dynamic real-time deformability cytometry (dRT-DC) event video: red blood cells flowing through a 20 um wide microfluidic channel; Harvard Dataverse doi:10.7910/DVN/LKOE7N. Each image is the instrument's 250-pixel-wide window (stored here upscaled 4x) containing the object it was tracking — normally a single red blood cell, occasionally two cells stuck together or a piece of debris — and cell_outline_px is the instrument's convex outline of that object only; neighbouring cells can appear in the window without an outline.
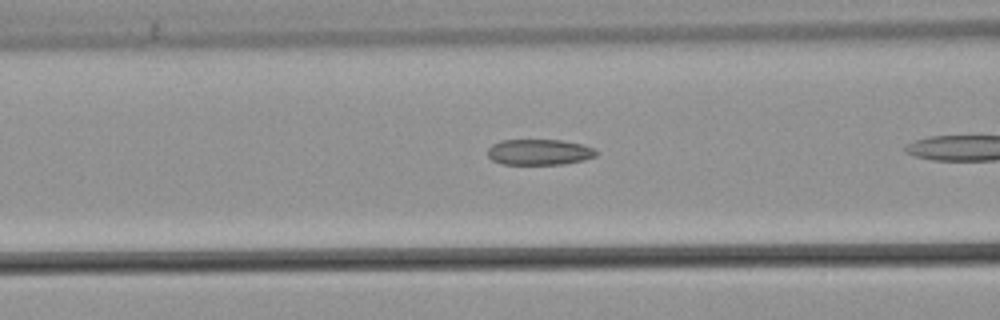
{"species": "common noctule bat (a hibernating species)", "species_latin": "Nyctalus noctula", "temperature_condition": "warm", "stored_images_in_passage": 8, "camera_frame_rate_fps": 3000, "um_per_image_px": 0.085, "animal": {"sex": "male", "body_mass_g": 21.5, "forearm_length_mm": 52.0}, "frame": {"image": 1, "passage_image": 6, "time_ms": 1.667, "image_size_px": [1000, 320], "cell_outline_px": [[600, 152], [596, 156], [584, 160], [564, 164], [500, 164], [492, 160], [488, 156], [488, 148], [492, 144], [500, 140], [560, 140], [580, 144], [592, 148]], "centroid_in_image_um": [45.82, 12.93], "position_along_channel_um": 120.8, "area_um2": 16.36}}